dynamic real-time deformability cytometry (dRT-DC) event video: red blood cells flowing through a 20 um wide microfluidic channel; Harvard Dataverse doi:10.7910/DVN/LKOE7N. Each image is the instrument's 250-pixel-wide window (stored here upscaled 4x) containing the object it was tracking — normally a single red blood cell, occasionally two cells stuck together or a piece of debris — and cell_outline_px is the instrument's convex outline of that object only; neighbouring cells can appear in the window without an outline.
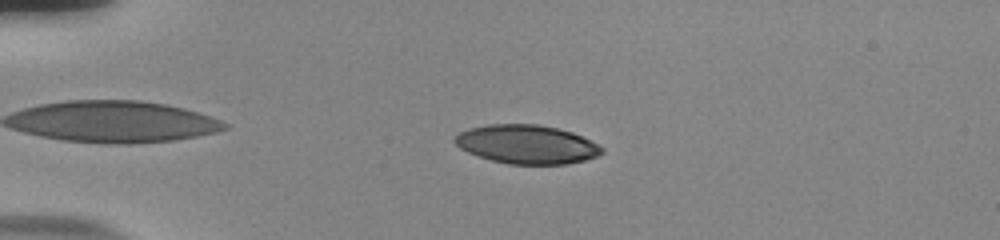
{"species": "human", "species_latin": "Homo sapiens", "temperature_condition": "room temperature", "stored_images_in_passage": 45, "camera_frame_rate_fps": 3000, "um_per_image_px": 0.085, "donor": {"sex": "male"}, "frame": {"image": 1, "passage_image": 4, "time_ms": 1.0, "image_size_px": [1000, 240], "cell_outline_px": [[604, 152], [596, 156], [584, 160], [568, 164], [508, 164], [492, 160], [468, 152], [460, 148], [452, 140], [460, 132], [468, 128], [488, 124], [536, 124], [556, 128], [572, 132], [604, 148]], "centroid_in_image_um": [44.75, 12.27], "position_along_channel_um": 40.2, "area_um2": 33.0}}
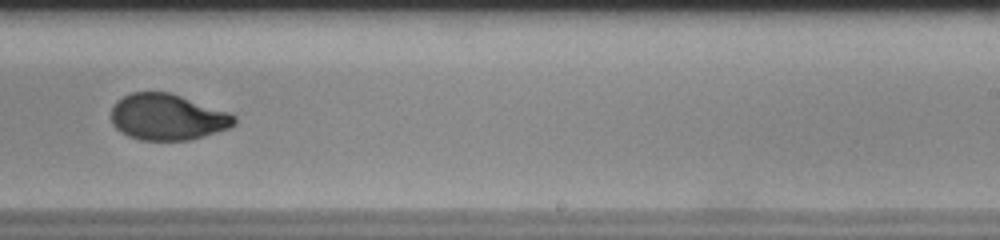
{"frame": {"image": 2, "passage_image": 26, "time_ms": 8.333, "image_size_px": [1000, 240], "cell_outline_px": [[236, 124], [228, 128], [204, 136], [188, 140], [140, 140], [128, 136], [120, 132], [112, 124], [112, 108], [116, 100], [132, 92], [168, 92], [228, 112], [236, 116]], "centroid_in_image_um": [14.21, 9.96], "position_along_channel_um": 274.8, "area_um2": 32.95}}
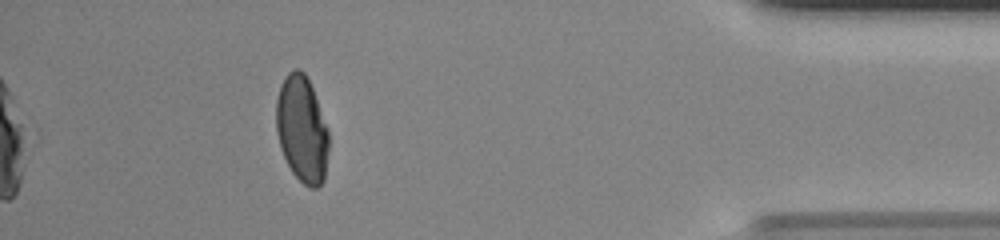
{"frame": {"image": 3, "passage_image": 40, "time_ms": 13.0, "image_size_px": [1000, 240], "cell_outline_px": [[328, 152], [324, 180], [316, 188], [308, 188], [292, 172], [280, 148], [276, 132], [276, 100], [280, 84], [288, 72], [292, 68], [300, 68], [304, 72], [312, 88], [328, 128]], "centroid_in_image_um": [25.65, 10.96], "position_along_channel_um": 409.5, "area_um2": 32.77}, "authors_computed_cell_mechanics": {"area_um2": 34.102, "velocity_mm_per_s": 3.8126, "shape_relaxation_time_tau1_ms": 9.5504, "shape_relaxation_time_tau2_ms": 0.9849, "deformation_change_tau1": 0.2721, "deformation_change_tau2": 0.0442}}